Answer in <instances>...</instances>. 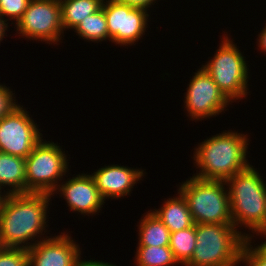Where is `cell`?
Returning <instances> with one entry per match:
<instances>
[{"instance_id": "cell-1", "label": "cell", "mask_w": 266, "mask_h": 266, "mask_svg": "<svg viewBox=\"0 0 266 266\" xmlns=\"http://www.w3.org/2000/svg\"><path fill=\"white\" fill-rule=\"evenodd\" d=\"M51 197V194L33 192L3 196L0 201V246L28 250L48 238L44 234L49 227L47 214Z\"/></svg>"}, {"instance_id": "cell-2", "label": "cell", "mask_w": 266, "mask_h": 266, "mask_svg": "<svg viewBox=\"0 0 266 266\" xmlns=\"http://www.w3.org/2000/svg\"><path fill=\"white\" fill-rule=\"evenodd\" d=\"M249 143L247 134L231 129L205 139L194 148L192 159L197 171L193 176L227 181L250 165L247 159Z\"/></svg>"}, {"instance_id": "cell-3", "label": "cell", "mask_w": 266, "mask_h": 266, "mask_svg": "<svg viewBox=\"0 0 266 266\" xmlns=\"http://www.w3.org/2000/svg\"><path fill=\"white\" fill-rule=\"evenodd\" d=\"M226 184L233 225L237 230L248 228L247 239L252 240L266 227V182L257 168L250 164L231 176Z\"/></svg>"}, {"instance_id": "cell-4", "label": "cell", "mask_w": 266, "mask_h": 266, "mask_svg": "<svg viewBox=\"0 0 266 266\" xmlns=\"http://www.w3.org/2000/svg\"><path fill=\"white\" fill-rule=\"evenodd\" d=\"M247 233L233 224H196V246L184 266H239Z\"/></svg>"}, {"instance_id": "cell-5", "label": "cell", "mask_w": 266, "mask_h": 266, "mask_svg": "<svg viewBox=\"0 0 266 266\" xmlns=\"http://www.w3.org/2000/svg\"><path fill=\"white\" fill-rule=\"evenodd\" d=\"M226 181L204 180L192 175L179 184L195 224H233Z\"/></svg>"}, {"instance_id": "cell-6", "label": "cell", "mask_w": 266, "mask_h": 266, "mask_svg": "<svg viewBox=\"0 0 266 266\" xmlns=\"http://www.w3.org/2000/svg\"><path fill=\"white\" fill-rule=\"evenodd\" d=\"M233 41L228 34H224V37L222 35L221 43L213 58L202 64L218 88L232 103L242 100L243 97L246 99L250 76L246 57Z\"/></svg>"}, {"instance_id": "cell-7", "label": "cell", "mask_w": 266, "mask_h": 266, "mask_svg": "<svg viewBox=\"0 0 266 266\" xmlns=\"http://www.w3.org/2000/svg\"><path fill=\"white\" fill-rule=\"evenodd\" d=\"M62 146L53 141L42 140L25 158L26 193L51 194L57 189L60 181L68 177L69 159Z\"/></svg>"}, {"instance_id": "cell-8", "label": "cell", "mask_w": 266, "mask_h": 266, "mask_svg": "<svg viewBox=\"0 0 266 266\" xmlns=\"http://www.w3.org/2000/svg\"><path fill=\"white\" fill-rule=\"evenodd\" d=\"M14 27L18 36L30 41L60 44L64 29L59 0H31Z\"/></svg>"}, {"instance_id": "cell-9", "label": "cell", "mask_w": 266, "mask_h": 266, "mask_svg": "<svg viewBox=\"0 0 266 266\" xmlns=\"http://www.w3.org/2000/svg\"><path fill=\"white\" fill-rule=\"evenodd\" d=\"M197 70L188 83L183 100L187 117L195 122L222 114L232 103L203 67Z\"/></svg>"}, {"instance_id": "cell-10", "label": "cell", "mask_w": 266, "mask_h": 266, "mask_svg": "<svg viewBox=\"0 0 266 266\" xmlns=\"http://www.w3.org/2000/svg\"><path fill=\"white\" fill-rule=\"evenodd\" d=\"M22 105L0 119V152L26 158L43 134Z\"/></svg>"}, {"instance_id": "cell-11", "label": "cell", "mask_w": 266, "mask_h": 266, "mask_svg": "<svg viewBox=\"0 0 266 266\" xmlns=\"http://www.w3.org/2000/svg\"><path fill=\"white\" fill-rule=\"evenodd\" d=\"M102 7L107 19L109 41L120 46L136 45L148 28L150 14L142 8L104 0Z\"/></svg>"}, {"instance_id": "cell-12", "label": "cell", "mask_w": 266, "mask_h": 266, "mask_svg": "<svg viewBox=\"0 0 266 266\" xmlns=\"http://www.w3.org/2000/svg\"><path fill=\"white\" fill-rule=\"evenodd\" d=\"M68 233L51 235L28 249V266H80L82 248Z\"/></svg>"}, {"instance_id": "cell-13", "label": "cell", "mask_w": 266, "mask_h": 266, "mask_svg": "<svg viewBox=\"0 0 266 266\" xmlns=\"http://www.w3.org/2000/svg\"><path fill=\"white\" fill-rule=\"evenodd\" d=\"M67 180L59 184L52 196L61 194L59 196L65 199L69 211L89 217L98 214L105 200L97 189L92 175L76 174L72 179L67 178Z\"/></svg>"}, {"instance_id": "cell-14", "label": "cell", "mask_w": 266, "mask_h": 266, "mask_svg": "<svg viewBox=\"0 0 266 266\" xmlns=\"http://www.w3.org/2000/svg\"><path fill=\"white\" fill-rule=\"evenodd\" d=\"M145 174L146 172L140 168L112 164L99 168L91 175L102 198L106 201L130 195L135 184L140 182Z\"/></svg>"}, {"instance_id": "cell-15", "label": "cell", "mask_w": 266, "mask_h": 266, "mask_svg": "<svg viewBox=\"0 0 266 266\" xmlns=\"http://www.w3.org/2000/svg\"><path fill=\"white\" fill-rule=\"evenodd\" d=\"M164 200L162 207L151 211L162 221L171 233L192 227L195 223L182 193Z\"/></svg>"}, {"instance_id": "cell-16", "label": "cell", "mask_w": 266, "mask_h": 266, "mask_svg": "<svg viewBox=\"0 0 266 266\" xmlns=\"http://www.w3.org/2000/svg\"><path fill=\"white\" fill-rule=\"evenodd\" d=\"M6 194L26 193L25 158L0 152V189Z\"/></svg>"}, {"instance_id": "cell-17", "label": "cell", "mask_w": 266, "mask_h": 266, "mask_svg": "<svg viewBox=\"0 0 266 266\" xmlns=\"http://www.w3.org/2000/svg\"><path fill=\"white\" fill-rule=\"evenodd\" d=\"M145 215V216H144ZM139 220L138 246H169V229L150 210Z\"/></svg>"}, {"instance_id": "cell-18", "label": "cell", "mask_w": 266, "mask_h": 266, "mask_svg": "<svg viewBox=\"0 0 266 266\" xmlns=\"http://www.w3.org/2000/svg\"><path fill=\"white\" fill-rule=\"evenodd\" d=\"M104 0H59L64 31L74 30L81 21L102 8Z\"/></svg>"}, {"instance_id": "cell-19", "label": "cell", "mask_w": 266, "mask_h": 266, "mask_svg": "<svg viewBox=\"0 0 266 266\" xmlns=\"http://www.w3.org/2000/svg\"><path fill=\"white\" fill-rule=\"evenodd\" d=\"M73 31L84 41L98 43L109 40L107 19L103 7L84 18Z\"/></svg>"}, {"instance_id": "cell-20", "label": "cell", "mask_w": 266, "mask_h": 266, "mask_svg": "<svg viewBox=\"0 0 266 266\" xmlns=\"http://www.w3.org/2000/svg\"><path fill=\"white\" fill-rule=\"evenodd\" d=\"M196 246V224L170 234L169 247L175 259L184 266L192 257Z\"/></svg>"}, {"instance_id": "cell-21", "label": "cell", "mask_w": 266, "mask_h": 266, "mask_svg": "<svg viewBox=\"0 0 266 266\" xmlns=\"http://www.w3.org/2000/svg\"><path fill=\"white\" fill-rule=\"evenodd\" d=\"M135 254L136 266H176L175 259L169 246H137Z\"/></svg>"}, {"instance_id": "cell-22", "label": "cell", "mask_w": 266, "mask_h": 266, "mask_svg": "<svg viewBox=\"0 0 266 266\" xmlns=\"http://www.w3.org/2000/svg\"><path fill=\"white\" fill-rule=\"evenodd\" d=\"M253 240L247 239L241 252V261L245 266H266V247L257 245L252 246ZM254 247V248H253Z\"/></svg>"}, {"instance_id": "cell-23", "label": "cell", "mask_w": 266, "mask_h": 266, "mask_svg": "<svg viewBox=\"0 0 266 266\" xmlns=\"http://www.w3.org/2000/svg\"><path fill=\"white\" fill-rule=\"evenodd\" d=\"M31 0H0V17L8 25L7 21H17L26 11ZM7 16V17H6Z\"/></svg>"}, {"instance_id": "cell-24", "label": "cell", "mask_w": 266, "mask_h": 266, "mask_svg": "<svg viewBox=\"0 0 266 266\" xmlns=\"http://www.w3.org/2000/svg\"><path fill=\"white\" fill-rule=\"evenodd\" d=\"M0 266H28V250L0 246Z\"/></svg>"}, {"instance_id": "cell-25", "label": "cell", "mask_w": 266, "mask_h": 266, "mask_svg": "<svg viewBox=\"0 0 266 266\" xmlns=\"http://www.w3.org/2000/svg\"><path fill=\"white\" fill-rule=\"evenodd\" d=\"M14 94L10 87L0 84V119L19 105Z\"/></svg>"}, {"instance_id": "cell-26", "label": "cell", "mask_w": 266, "mask_h": 266, "mask_svg": "<svg viewBox=\"0 0 266 266\" xmlns=\"http://www.w3.org/2000/svg\"><path fill=\"white\" fill-rule=\"evenodd\" d=\"M119 3L130 5L134 8H142L145 10H149L151 5H155L154 3L157 2V0H115Z\"/></svg>"}, {"instance_id": "cell-27", "label": "cell", "mask_w": 266, "mask_h": 266, "mask_svg": "<svg viewBox=\"0 0 266 266\" xmlns=\"http://www.w3.org/2000/svg\"><path fill=\"white\" fill-rule=\"evenodd\" d=\"M80 266H117L111 262H104V261H99V260H81Z\"/></svg>"}, {"instance_id": "cell-28", "label": "cell", "mask_w": 266, "mask_h": 266, "mask_svg": "<svg viewBox=\"0 0 266 266\" xmlns=\"http://www.w3.org/2000/svg\"><path fill=\"white\" fill-rule=\"evenodd\" d=\"M257 39H258L257 40L258 43H256V44H258L257 45L259 47L258 50H260L261 52H264L265 53L266 52V25L261 30V32L258 34Z\"/></svg>"}, {"instance_id": "cell-29", "label": "cell", "mask_w": 266, "mask_h": 266, "mask_svg": "<svg viewBox=\"0 0 266 266\" xmlns=\"http://www.w3.org/2000/svg\"><path fill=\"white\" fill-rule=\"evenodd\" d=\"M8 27H9V25H7V24L2 20V18L0 17V44H1L2 40H4L3 38H4L5 36H7L6 31H8V30H7Z\"/></svg>"}, {"instance_id": "cell-30", "label": "cell", "mask_w": 266, "mask_h": 266, "mask_svg": "<svg viewBox=\"0 0 266 266\" xmlns=\"http://www.w3.org/2000/svg\"><path fill=\"white\" fill-rule=\"evenodd\" d=\"M259 235H260V237L262 236L261 238L264 237L266 240V227L261 231V233ZM259 245L266 247V241H264V242L262 241L261 244H259Z\"/></svg>"}, {"instance_id": "cell-31", "label": "cell", "mask_w": 266, "mask_h": 266, "mask_svg": "<svg viewBox=\"0 0 266 266\" xmlns=\"http://www.w3.org/2000/svg\"><path fill=\"white\" fill-rule=\"evenodd\" d=\"M5 195H6L5 190H3V192H2V190L0 189V196L3 197Z\"/></svg>"}]
</instances>
